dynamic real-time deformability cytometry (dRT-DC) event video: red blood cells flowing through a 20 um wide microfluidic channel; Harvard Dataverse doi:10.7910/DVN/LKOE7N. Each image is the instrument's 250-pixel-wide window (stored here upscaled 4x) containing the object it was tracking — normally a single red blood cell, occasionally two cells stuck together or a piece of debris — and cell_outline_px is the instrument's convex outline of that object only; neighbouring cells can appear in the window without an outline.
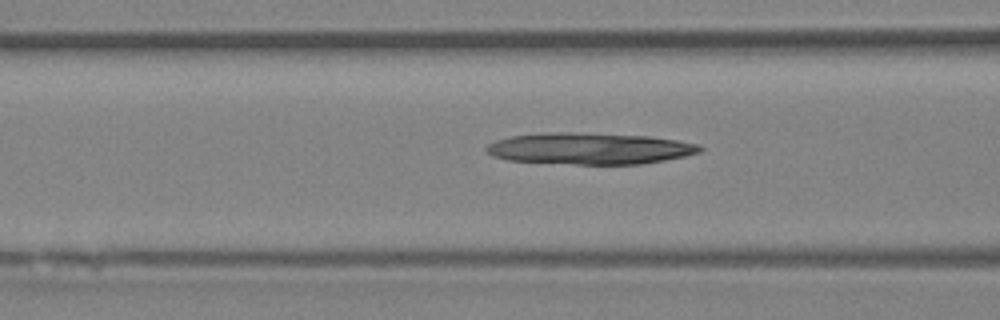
{"species": "Egyptian fruit bat (a non-hibernating species)", "species_latin": "Rousettus aegyptiacus", "temperature_condition": "room temperature", "stored_images_in_passage": 9, "camera_frame_rate_fps": 3000, "um_per_image_px": 0.085, "animal": {"sex": "female"}, "frame": {"image": 1, "passage_image": 7, "time_ms": 8.0, "image_size_px": [1000, 320], "cell_outline_px": [[704, 148], [700, 152], [684, 156], [664, 160], [640, 164], [576, 164], [508, 160], [492, 156], [484, 148], [488, 144], [496, 140], [512, 136], [544, 132], [576, 132], [648, 136], [676, 140], [696, 144]], "centroid_in_image_um": [50.09, 12.62], "position_along_channel_um": 116.5, "area_um2": 39.07}}
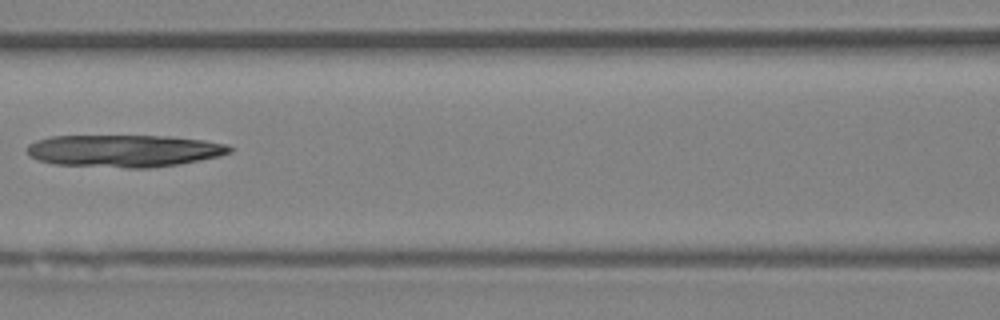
{"frame": {"image": 2, "passage_image": 8, "time_ms": 9.0, "image_size_px": [1000, 320], "cell_outline_px": [[236, 148], [232, 152], [220, 156], [180, 164], [148, 168], [128, 168], [56, 164], [40, 160], [28, 156], [28, 144], [36, 140], [52, 136], [168, 136], [204, 140], [228, 144]], "centroid_in_image_um": [10.61, 12.82], "position_along_channel_um": 156.0, "area_um2": 38.26}}
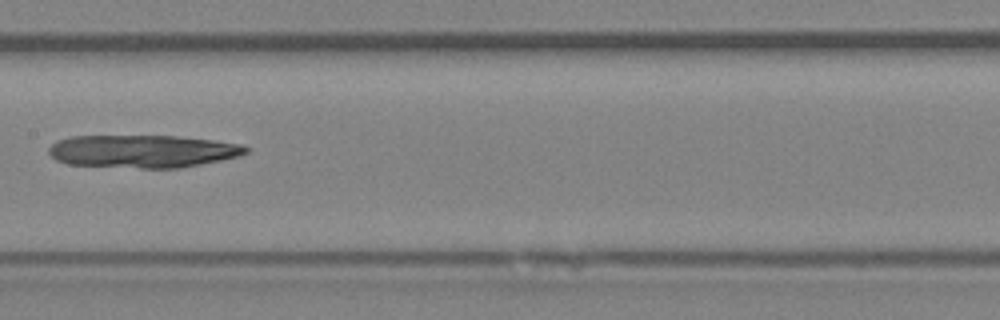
{"frame": {"image": 3, "passage_image": 9, "time_ms": 10.0, "image_size_px": [1000, 320], "cell_outline_px": [[248, 152], [240, 156], [180, 168], [140, 168], [68, 164], [56, 160], [48, 152], [48, 148], [56, 140], [72, 136], [176, 136], [212, 140], [240, 144], [248, 148]], "centroid_in_image_um": [12.11, 12.85], "position_along_channel_um": 195.3, "area_um2": 37.57}}